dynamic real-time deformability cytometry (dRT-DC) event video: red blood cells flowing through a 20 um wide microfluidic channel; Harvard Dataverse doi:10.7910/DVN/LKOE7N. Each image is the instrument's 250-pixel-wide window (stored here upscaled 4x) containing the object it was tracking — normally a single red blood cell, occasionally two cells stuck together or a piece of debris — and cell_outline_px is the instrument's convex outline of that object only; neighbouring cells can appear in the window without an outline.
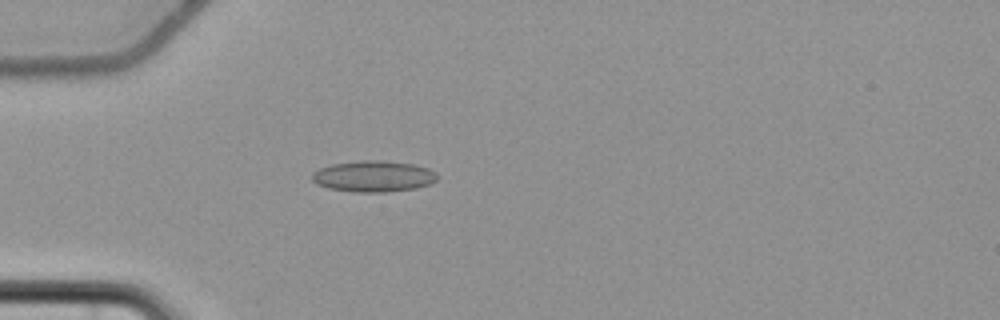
{"species": "common noctule bat (a hibernating species)", "species_latin": "Nyctalus noctula", "temperature_condition": "cold", "stored_images_in_passage": 5, "camera_frame_rate_fps": 3000, "um_per_image_px": 0.085, "animal": {"sex": "female", "body_mass_g": 22.7, "forearm_length_mm": 54.2}, "frame": {"image": 1, "passage_image": 5, "time_ms": 4.667, "image_size_px": [1000, 320], "cell_outline_px": [[436, 180], [428, 184], [416, 188], [388, 192], [352, 192], [328, 188], [316, 184], [312, 180], [312, 172], [320, 168], [332, 164], [360, 160], [380, 160], [416, 164], [428, 168], [436, 172]], "centroid_in_image_um": [31.73, 14.98], "position_along_channel_um": 53.3, "area_um2": 22.89}}